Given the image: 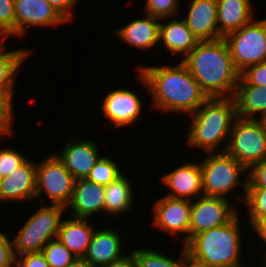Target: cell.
Segmentation results:
<instances>
[{"mask_svg": "<svg viewBox=\"0 0 266 267\" xmlns=\"http://www.w3.org/2000/svg\"><path fill=\"white\" fill-rule=\"evenodd\" d=\"M36 193V162L27 159L0 183V202H33Z\"/></svg>", "mask_w": 266, "mask_h": 267, "instance_id": "obj_16", "label": "cell"}, {"mask_svg": "<svg viewBox=\"0 0 266 267\" xmlns=\"http://www.w3.org/2000/svg\"><path fill=\"white\" fill-rule=\"evenodd\" d=\"M206 155L207 157L200 161L203 195L231 199L228 197L231 194L229 192H234L235 188L238 189L240 186L244 195L240 196L241 200L238 199L244 204L247 193V169L226 152ZM244 174L245 177L241 176Z\"/></svg>", "mask_w": 266, "mask_h": 267, "instance_id": "obj_5", "label": "cell"}, {"mask_svg": "<svg viewBox=\"0 0 266 267\" xmlns=\"http://www.w3.org/2000/svg\"><path fill=\"white\" fill-rule=\"evenodd\" d=\"M233 98L237 117L263 119L266 116V88L263 86L247 84L240 77Z\"/></svg>", "mask_w": 266, "mask_h": 267, "instance_id": "obj_24", "label": "cell"}, {"mask_svg": "<svg viewBox=\"0 0 266 267\" xmlns=\"http://www.w3.org/2000/svg\"><path fill=\"white\" fill-rule=\"evenodd\" d=\"M64 146L60 153H56L57 157L75 180L86 179L102 157L97 143L75 135Z\"/></svg>", "mask_w": 266, "mask_h": 267, "instance_id": "obj_14", "label": "cell"}, {"mask_svg": "<svg viewBox=\"0 0 266 267\" xmlns=\"http://www.w3.org/2000/svg\"><path fill=\"white\" fill-rule=\"evenodd\" d=\"M265 123V126H266V116L262 119Z\"/></svg>", "mask_w": 266, "mask_h": 267, "instance_id": "obj_46", "label": "cell"}, {"mask_svg": "<svg viewBox=\"0 0 266 267\" xmlns=\"http://www.w3.org/2000/svg\"><path fill=\"white\" fill-rule=\"evenodd\" d=\"M41 252L50 267H66L76 258L58 238L50 240Z\"/></svg>", "mask_w": 266, "mask_h": 267, "instance_id": "obj_29", "label": "cell"}, {"mask_svg": "<svg viewBox=\"0 0 266 267\" xmlns=\"http://www.w3.org/2000/svg\"><path fill=\"white\" fill-rule=\"evenodd\" d=\"M14 92H0V137H11L14 117ZM1 139V138H0Z\"/></svg>", "mask_w": 266, "mask_h": 267, "instance_id": "obj_31", "label": "cell"}, {"mask_svg": "<svg viewBox=\"0 0 266 267\" xmlns=\"http://www.w3.org/2000/svg\"><path fill=\"white\" fill-rule=\"evenodd\" d=\"M16 263L13 241L0 229V267H12Z\"/></svg>", "mask_w": 266, "mask_h": 267, "instance_id": "obj_37", "label": "cell"}, {"mask_svg": "<svg viewBox=\"0 0 266 267\" xmlns=\"http://www.w3.org/2000/svg\"><path fill=\"white\" fill-rule=\"evenodd\" d=\"M12 267H19L16 263Z\"/></svg>", "mask_w": 266, "mask_h": 267, "instance_id": "obj_48", "label": "cell"}, {"mask_svg": "<svg viewBox=\"0 0 266 267\" xmlns=\"http://www.w3.org/2000/svg\"><path fill=\"white\" fill-rule=\"evenodd\" d=\"M89 223V219L73 216L62 220L57 238L76 257L85 256L96 230L94 225Z\"/></svg>", "mask_w": 266, "mask_h": 267, "instance_id": "obj_23", "label": "cell"}, {"mask_svg": "<svg viewBox=\"0 0 266 267\" xmlns=\"http://www.w3.org/2000/svg\"><path fill=\"white\" fill-rule=\"evenodd\" d=\"M189 118V133L185 137L188 147L205 153L225 152L237 118L233 97H209Z\"/></svg>", "mask_w": 266, "mask_h": 267, "instance_id": "obj_3", "label": "cell"}, {"mask_svg": "<svg viewBox=\"0 0 266 267\" xmlns=\"http://www.w3.org/2000/svg\"><path fill=\"white\" fill-rule=\"evenodd\" d=\"M236 69L241 73L247 67L266 61V19L255 18L225 38Z\"/></svg>", "mask_w": 266, "mask_h": 267, "instance_id": "obj_8", "label": "cell"}, {"mask_svg": "<svg viewBox=\"0 0 266 267\" xmlns=\"http://www.w3.org/2000/svg\"><path fill=\"white\" fill-rule=\"evenodd\" d=\"M183 19L199 41L223 39L217 27V0H191Z\"/></svg>", "mask_w": 266, "mask_h": 267, "instance_id": "obj_17", "label": "cell"}, {"mask_svg": "<svg viewBox=\"0 0 266 267\" xmlns=\"http://www.w3.org/2000/svg\"><path fill=\"white\" fill-rule=\"evenodd\" d=\"M152 209L154 228L157 227L175 238L183 234L184 238H180L181 244L186 245L189 242L191 200L161 196L155 200Z\"/></svg>", "mask_w": 266, "mask_h": 267, "instance_id": "obj_11", "label": "cell"}, {"mask_svg": "<svg viewBox=\"0 0 266 267\" xmlns=\"http://www.w3.org/2000/svg\"><path fill=\"white\" fill-rule=\"evenodd\" d=\"M122 240L123 236L112 227L95 230L84 258L93 267L108 265L125 255Z\"/></svg>", "mask_w": 266, "mask_h": 267, "instance_id": "obj_20", "label": "cell"}, {"mask_svg": "<svg viewBox=\"0 0 266 267\" xmlns=\"http://www.w3.org/2000/svg\"><path fill=\"white\" fill-rule=\"evenodd\" d=\"M145 14L143 18L132 19L126 26L114 30L115 36L137 50L147 51L159 45L161 18Z\"/></svg>", "mask_w": 266, "mask_h": 267, "instance_id": "obj_19", "label": "cell"}, {"mask_svg": "<svg viewBox=\"0 0 266 267\" xmlns=\"http://www.w3.org/2000/svg\"><path fill=\"white\" fill-rule=\"evenodd\" d=\"M237 214L225 225L195 235L186 245L188 254L209 267H236L242 265L243 231ZM242 240V241H241ZM244 246V247H243ZM243 248V249H242Z\"/></svg>", "mask_w": 266, "mask_h": 267, "instance_id": "obj_4", "label": "cell"}, {"mask_svg": "<svg viewBox=\"0 0 266 267\" xmlns=\"http://www.w3.org/2000/svg\"><path fill=\"white\" fill-rule=\"evenodd\" d=\"M225 152L247 170L266 159V126L262 119H242L233 123Z\"/></svg>", "mask_w": 266, "mask_h": 267, "instance_id": "obj_7", "label": "cell"}, {"mask_svg": "<svg viewBox=\"0 0 266 267\" xmlns=\"http://www.w3.org/2000/svg\"><path fill=\"white\" fill-rule=\"evenodd\" d=\"M248 222L249 224L247 226H250V229H252L251 233L253 232L257 237H260V242L262 241L266 246V218L247 219V223ZM264 252H266V250Z\"/></svg>", "mask_w": 266, "mask_h": 267, "instance_id": "obj_40", "label": "cell"}, {"mask_svg": "<svg viewBox=\"0 0 266 267\" xmlns=\"http://www.w3.org/2000/svg\"><path fill=\"white\" fill-rule=\"evenodd\" d=\"M144 100L134 91L118 88L106 93L100 105L103 117L114 128H122L134 124L141 117Z\"/></svg>", "mask_w": 266, "mask_h": 267, "instance_id": "obj_12", "label": "cell"}, {"mask_svg": "<svg viewBox=\"0 0 266 267\" xmlns=\"http://www.w3.org/2000/svg\"><path fill=\"white\" fill-rule=\"evenodd\" d=\"M5 42L6 40L0 41V92H14L20 67L32 51L23 47L6 50Z\"/></svg>", "mask_w": 266, "mask_h": 267, "instance_id": "obj_26", "label": "cell"}, {"mask_svg": "<svg viewBox=\"0 0 266 267\" xmlns=\"http://www.w3.org/2000/svg\"><path fill=\"white\" fill-rule=\"evenodd\" d=\"M161 18L159 26V44L171 54L181 55L183 60L200 42L187 27L184 19L170 17ZM173 18V19H172ZM167 22H162L166 21ZM168 20H170L168 22Z\"/></svg>", "mask_w": 266, "mask_h": 267, "instance_id": "obj_21", "label": "cell"}, {"mask_svg": "<svg viewBox=\"0 0 266 267\" xmlns=\"http://www.w3.org/2000/svg\"><path fill=\"white\" fill-rule=\"evenodd\" d=\"M104 194L105 186L87 179L75 180L72 199L66 206L67 211L71 210L69 214L73 217L86 219L98 213L104 214Z\"/></svg>", "mask_w": 266, "mask_h": 267, "instance_id": "obj_18", "label": "cell"}, {"mask_svg": "<svg viewBox=\"0 0 266 267\" xmlns=\"http://www.w3.org/2000/svg\"><path fill=\"white\" fill-rule=\"evenodd\" d=\"M14 0H0V38L15 37Z\"/></svg>", "mask_w": 266, "mask_h": 267, "instance_id": "obj_33", "label": "cell"}, {"mask_svg": "<svg viewBox=\"0 0 266 267\" xmlns=\"http://www.w3.org/2000/svg\"><path fill=\"white\" fill-rule=\"evenodd\" d=\"M134 193L135 189L132 181L122 173L113 182L105 186L104 215L115 217L132 210L133 204H135Z\"/></svg>", "mask_w": 266, "mask_h": 267, "instance_id": "obj_25", "label": "cell"}, {"mask_svg": "<svg viewBox=\"0 0 266 267\" xmlns=\"http://www.w3.org/2000/svg\"><path fill=\"white\" fill-rule=\"evenodd\" d=\"M28 158L29 157L22 154V152H18L11 147L0 149V172L3 178L14 172Z\"/></svg>", "mask_w": 266, "mask_h": 267, "instance_id": "obj_34", "label": "cell"}, {"mask_svg": "<svg viewBox=\"0 0 266 267\" xmlns=\"http://www.w3.org/2000/svg\"><path fill=\"white\" fill-rule=\"evenodd\" d=\"M2 180H3V176H2V174L0 172V183L2 182Z\"/></svg>", "mask_w": 266, "mask_h": 267, "instance_id": "obj_45", "label": "cell"}, {"mask_svg": "<svg viewBox=\"0 0 266 267\" xmlns=\"http://www.w3.org/2000/svg\"><path fill=\"white\" fill-rule=\"evenodd\" d=\"M262 253H264V254H262V259H263V261H261V262H263L264 265L266 266V252H262ZM263 257H264V258H263Z\"/></svg>", "mask_w": 266, "mask_h": 267, "instance_id": "obj_44", "label": "cell"}, {"mask_svg": "<svg viewBox=\"0 0 266 267\" xmlns=\"http://www.w3.org/2000/svg\"><path fill=\"white\" fill-rule=\"evenodd\" d=\"M160 179L170 190L164 196L191 201L203 196L200 161L184 162L181 166L163 174Z\"/></svg>", "mask_w": 266, "mask_h": 267, "instance_id": "obj_15", "label": "cell"}, {"mask_svg": "<svg viewBox=\"0 0 266 267\" xmlns=\"http://www.w3.org/2000/svg\"><path fill=\"white\" fill-rule=\"evenodd\" d=\"M16 264L19 267H50L41 251L16 256Z\"/></svg>", "mask_w": 266, "mask_h": 267, "instance_id": "obj_38", "label": "cell"}, {"mask_svg": "<svg viewBox=\"0 0 266 267\" xmlns=\"http://www.w3.org/2000/svg\"><path fill=\"white\" fill-rule=\"evenodd\" d=\"M236 267H248V264H247V266H245V265H239V266H236Z\"/></svg>", "mask_w": 266, "mask_h": 267, "instance_id": "obj_47", "label": "cell"}, {"mask_svg": "<svg viewBox=\"0 0 266 267\" xmlns=\"http://www.w3.org/2000/svg\"><path fill=\"white\" fill-rule=\"evenodd\" d=\"M182 246L181 256L179 255L177 259L174 256L171 257L168 253L164 254V252H159L153 248H134L131 252L134 254L137 267H181L183 259L188 255L185 245Z\"/></svg>", "mask_w": 266, "mask_h": 267, "instance_id": "obj_27", "label": "cell"}, {"mask_svg": "<svg viewBox=\"0 0 266 267\" xmlns=\"http://www.w3.org/2000/svg\"><path fill=\"white\" fill-rule=\"evenodd\" d=\"M251 0H217V27L225 38L254 19Z\"/></svg>", "mask_w": 266, "mask_h": 267, "instance_id": "obj_22", "label": "cell"}, {"mask_svg": "<svg viewBox=\"0 0 266 267\" xmlns=\"http://www.w3.org/2000/svg\"><path fill=\"white\" fill-rule=\"evenodd\" d=\"M110 156H102L101 159L95 164L87 176V180L96 184L106 186L110 182H113L123 172L120 169L119 163L111 160Z\"/></svg>", "mask_w": 266, "mask_h": 267, "instance_id": "obj_28", "label": "cell"}, {"mask_svg": "<svg viewBox=\"0 0 266 267\" xmlns=\"http://www.w3.org/2000/svg\"><path fill=\"white\" fill-rule=\"evenodd\" d=\"M66 267H93L84 257H76L75 260Z\"/></svg>", "mask_w": 266, "mask_h": 267, "instance_id": "obj_43", "label": "cell"}, {"mask_svg": "<svg viewBox=\"0 0 266 267\" xmlns=\"http://www.w3.org/2000/svg\"><path fill=\"white\" fill-rule=\"evenodd\" d=\"M181 61L208 97H233L240 72L224 38L200 41Z\"/></svg>", "mask_w": 266, "mask_h": 267, "instance_id": "obj_2", "label": "cell"}, {"mask_svg": "<svg viewBox=\"0 0 266 267\" xmlns=\"http://www.w3.org/2000/svg\"><path fill=\"white\" fill-rule=\"evenodd\" d=\"M232 200L200 196L191 201L189 241L197 234L230 222L239 212Z\"/></svg>", "mask_w": 266, "mask_h": 267, "instance_id": "obj_10", "label": "cell"}, {"mask_svg": "<svg viewBox=\"0 0 266 267\" xmlns=\"http://www.w3.org/2000/svg\"><path fill=\"white\" fill-rule=\"evenodd\" d=\"M180 7V0H146L143 13L158 18H170L176 14L178 16Z\"/></svg>", "mask_w": 266, "mask_h": 267, "instance_id": "obj_32", "label": "cell"}, {"mask_svg": "<svg viewBox=\"0 0 266 267\" xmlns=\"http://www.w3.org/2000/svg\"><path fill=\"white\" fill-rule=\"evenodd\" d=\"M101 267H137V264L134 259V254L130 251L122 258Z\"/></svg>", "mask_w": 266, "mask_h": 267, "instance_id": "obj_41", "label": "cell"}, {"mask_svg": "<svg viewBox=\"0 0 266 267\" xmlns=\"http://www.w3.org/2000/svg\"><path fill=\"white\" fill-rule=\"evenodd\" d=\"M240 77L247 84L266 88V61L247 67L240 73Z\"/></svg>", "mask_w": 266, "mask_h": 267, "instance_id": "obj_35", "label": "cell"}, {"mask_svg": "<svg viewBox=\"0 0 266 267\" xmlns=\"http://www.w3.org/2000/svg\"><path fill=\"white\" fill-rule=\"evenodd\" d=\"M243 207L247 210V219L266 218V188H247Z\"/></svg>", "mask_w": 266, "mask_h": 267, "instance_id": "obj_30", "label": "cell"}, {"mask_svg": "<svg viewBox=\"0 0 266 267\" xmlns=\"http://www.w3.org/2000/svg\"><path fill=\"white\" fill-rule=\"evenodd\" d=\"M66 209L60 204L41 205L12 239L15 256L40 252L50 240L57 238Z\"/></svg>", "mask_w": 266, "mask_h": 267, "instance_id": "obj_6", "label": "cell"}, {"mask_svg": "<svg viewBox=\"0 0 266 267\" xmlns=\"http://www.w3.org/2000/svg\"><path fill=\"white\" fill-rule=\"evenodd\" d=\"M67 22L74 21V10L79 0H46ZM73 10V11H72Z\"/></svg>", "mask_w": 266, "mask_h": 267, "instance_id": "obj_39", "label": "cell"}, {"mask_svg": "<svg viewBox=\"0 0 266 267\" xmlns=\"http://www.w3.org/2000/svg\"><path fill=\"white\" fill-rule=\"evenodd\" d=\"M247 188H266V159L247 170Z\"/></svg>", "mask_w": 266, "mask_h": 267, "instance_id": "obj_36", "label": "cell"}, {"mask_svg": "<svg viewBox=\"0 0 266 267\" xmlns=\"http://www.w3.org/2000/svg\"><path fill=\"white\" fill-rule=\"evenodd\" d=\"M75 178L65 168L55 153L36 162V193L35 199L41 198L43 192L51 204L67 206L73 196ZM42 192V193H41Z\"/></svg>", "mask_w": 266, "mask_h": 267, "instance_id": "obj_9", "label": "cell"}, {"mask_svg": "<svg viewBox=\"0 0 266 267\" xmlns=\"http://www.w3.org/2000/svg\"><path fill=\"white\" fill-rule=\"evenodd\" d=\"M15 37L22 38L29 27H50L68 23L46 0H14ZM22 36V37H21Z\"/></svg>", "mask_w": 266, "mask_h": 267, "instance_id": "obj_13", "label": "cell"}, {"mask_svg": "<svg viewBox=\"0 0 266 267\" xmlns=\"http://www.w3.org/2000/svg\"><path fill=\"white\" fill-rule=\"evenodd\" d=\"M138 67L139 83L145 85L154 109L191 115L209 98L182 61L175 66Z\"/></svg>", "mask_w": 266, "mask_h": 267, "instance_id": "obj_1", "label": "cell"}, {"mask_svg": "<svg viewBox=\"0 0 266 267\" xmlns=\"http://www.w3.org/2000/svg\"><path fill=\"white\" fill-rule=\"evenodd\" d=\"M181 267H209L194 260L189 254L183 259Z\"/></svg>", "mask_w": 266, "mask_h": 267, "instance_id": "obj_42", "label": "cell"}]
</instances>
